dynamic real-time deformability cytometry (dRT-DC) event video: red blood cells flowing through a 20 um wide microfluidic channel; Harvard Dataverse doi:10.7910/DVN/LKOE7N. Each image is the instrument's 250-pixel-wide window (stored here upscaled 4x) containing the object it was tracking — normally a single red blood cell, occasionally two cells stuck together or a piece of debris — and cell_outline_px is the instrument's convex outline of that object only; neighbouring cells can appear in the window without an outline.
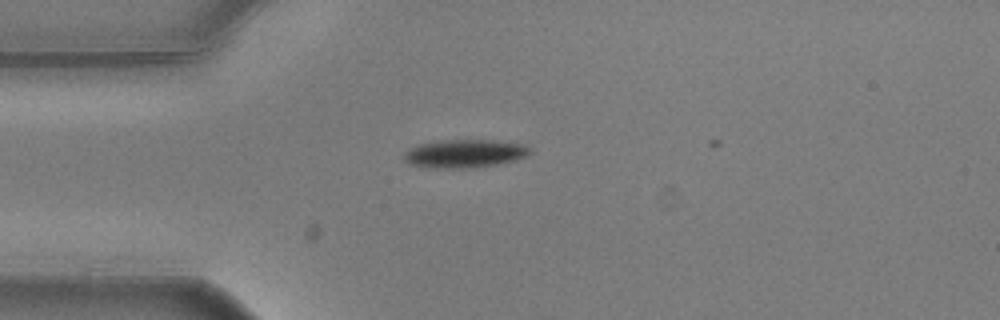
{"species": "common noctule bat (a hibernating species)", "species_latin": "Nyctalus noctula", "temperature_condition": "warm", "stored_images_in_passage": 4, "camera_frame_rate_fps": 3000, "um_per_image_px": 0.085, "animal": {"sex": "male", "body_mass_g": 20.5, "forearm_length_mm": 52.5}, "frame": {"image": 1, "passage_image": 3, "time_ms": 0.667, "image_size_px": [1000, 320], "cell_outline_px": [[532, 152], [516, 160], [496, 164], [472, 168], [428, 168], [408, 164], [404, 160], [404, 152], [408, 148], [420, 144], [440, 140], [488, 140], [524, 144]], "centroid_in_image_um": [39.43, 13.06], "position_along_channel_um": 45.6, "area_um2": 20.75}}